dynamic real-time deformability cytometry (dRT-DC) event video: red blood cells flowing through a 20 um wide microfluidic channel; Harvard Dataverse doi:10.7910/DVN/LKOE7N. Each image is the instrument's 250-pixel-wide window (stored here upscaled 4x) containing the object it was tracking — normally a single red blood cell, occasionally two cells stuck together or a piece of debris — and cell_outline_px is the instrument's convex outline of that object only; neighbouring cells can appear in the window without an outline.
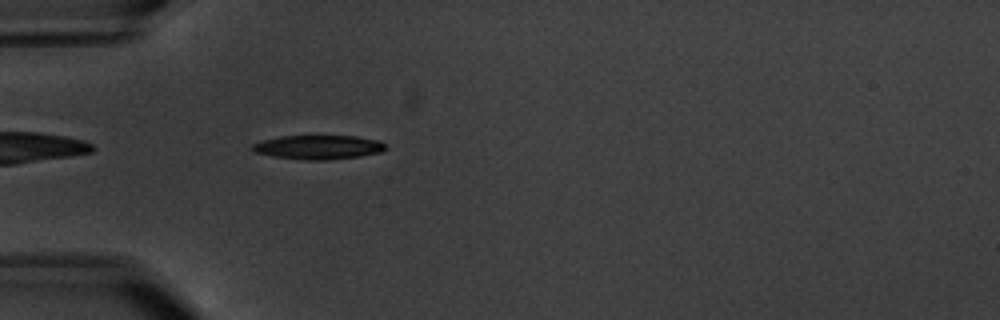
{"species": "common noctule bat (a hibernating species)", "species_latin": "Nyctalus noctula", "temperature_condition": "warm", "stored_images_in_passage": 6, "camera_frame_rate_fps": 3000, "um_per_image_px": 0.085, "animal": {"sex": "male", "body_mass_g": 20.1, "forearm_length_mm": 53.5}, "frame": {"image": 1, "passage_image": 6, "time_ms": 6.0, "image_size_px": [1000, 320], "cell_outline_px": [[388, 148], [380, 152], [360, 156], [328, 160], [304, 160], [272, 156], [252, 152], [248, 148], [252, 144], [264, 140], [280, 136], [356, 136], [380, 140]], "centroid_in_image_um": [27.03, 12.51], "position_along_channel_um": 58.0, "area_um2": 18.9}}